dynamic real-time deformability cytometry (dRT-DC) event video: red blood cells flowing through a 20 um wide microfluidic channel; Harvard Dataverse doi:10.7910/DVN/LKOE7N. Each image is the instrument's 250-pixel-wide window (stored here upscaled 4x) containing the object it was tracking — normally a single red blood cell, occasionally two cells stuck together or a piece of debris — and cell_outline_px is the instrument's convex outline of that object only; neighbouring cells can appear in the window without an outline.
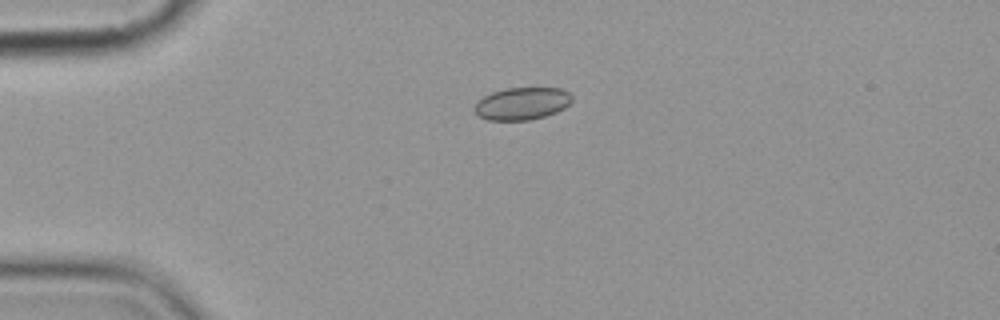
{"species": "common noctule bat (a hibernating species)", "species_latin": "Nyctalus noctula", "temperature_condition": "cold", "stored_images_in_passage": 3, "camera_frame_rate_fps": 3000, "um_per_image_px": 0.085, "animal": {"sex": "female", "body_mass_g": 19.9}, "frame": {"image": 1, "passage_image": 1, "time_ms": 0.0, "image_size_px": [1000, 320], "cell_outline_px": [[572, 100], [564, 108], [556, 112], [544, 116], [528, 120], [488, 120], [480, 116], [472, 108], [484, 96], [492, 92], [504, 88], [560, 88], [568, 92], [572, 96]], "centroid_in_image_um": [44.37, 8.8], "position_along_channel_um": 40.6, "area_um2": 18.26}}
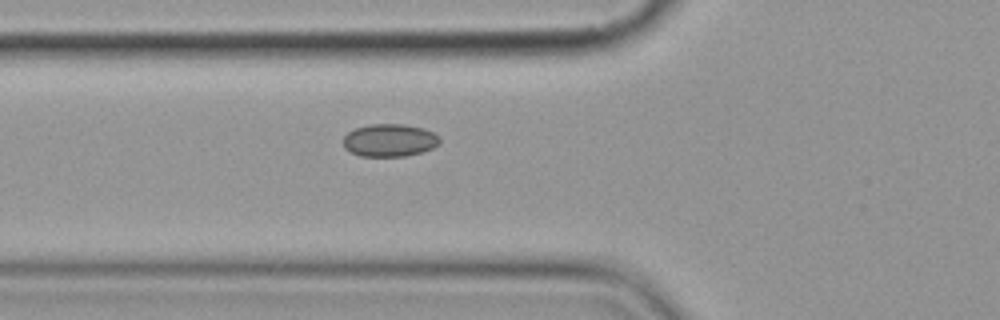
{"frame": {"image": 2, "passage_image": 3, "time_ms": 2.333, "image_size_px": [1000, 320], "cell_outline_px": [[440, 144], [432, 148], [420, 152], [404, 156], [360, 156], [344, 148], [344, 136], [348, 132], [356, 128], [368, 124], [404, 124], [424, 128], [440, 136]], "centroid_in_image_um": [33.13, 11.91], "position_along_channel_um": 92.7, "area_um2": 18.38}}